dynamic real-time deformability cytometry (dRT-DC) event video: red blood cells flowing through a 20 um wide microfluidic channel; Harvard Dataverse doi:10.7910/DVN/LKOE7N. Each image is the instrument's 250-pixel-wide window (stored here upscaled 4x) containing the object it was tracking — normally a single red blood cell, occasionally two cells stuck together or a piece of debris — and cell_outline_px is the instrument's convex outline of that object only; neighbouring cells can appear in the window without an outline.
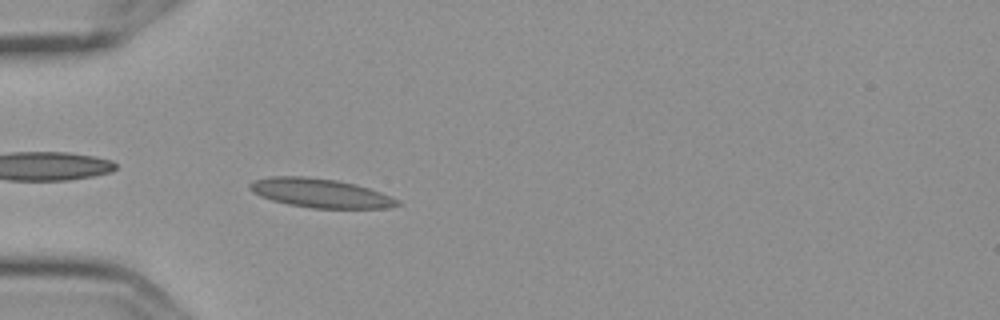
{"species": "Egyptian fruit bat (a non-hibernating species)", "species_latin": "Rousettus aegyptiacus", "temperature_condition": "cold", "stored_images_in_passage": 6, "camera_frame_rate_fps": 3000, "um_per_image_px": 0.085, "frame": {"image": 1, "passage_image": 6, "time_ms": 1.667, "image_size_px": [1000, 320], "cell_outline_px": [[400, 204], [388, 208], [312, 208], [288, 204], [272, 200], [260, 196], [252, 192], [248, 188], [248, 184], [252, 180], [272, 176], [304, 176], [336, 180], [356, 184], [392, 196], [400, 200]], "centroid_in_image_um": [27.2, 16.41], "position_along_channel_um": 57.8, "area_um2": 25.03}}